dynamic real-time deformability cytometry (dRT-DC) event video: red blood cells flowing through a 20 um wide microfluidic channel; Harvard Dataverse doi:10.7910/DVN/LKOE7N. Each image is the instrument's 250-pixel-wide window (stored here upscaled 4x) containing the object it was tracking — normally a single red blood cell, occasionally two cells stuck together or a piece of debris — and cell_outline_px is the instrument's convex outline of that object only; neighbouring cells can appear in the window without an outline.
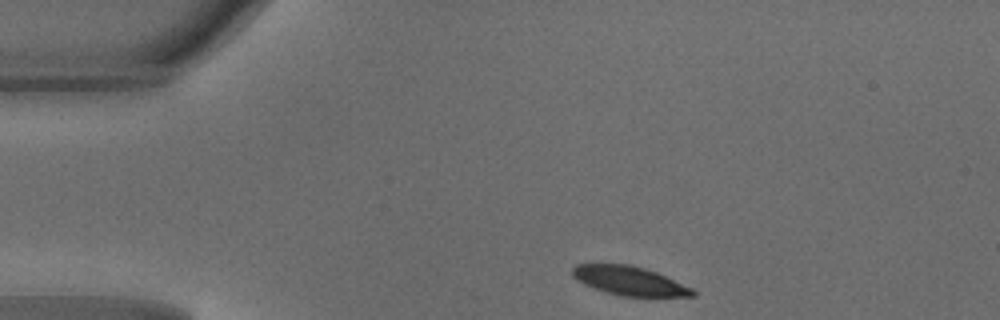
{"species": "common noctule bat (a hibernating species)", "species_latin": "Nyctalus noctula", "temperature_condition": "warm", "stored_images_in_passage": 40, "camera_frame_rate_fps": 3000, "um_per_image_px": 0.085, "animal": {"sex": "male", "body_mass_g": 18.8}, "frame": {"image": 1, "passage_image": 1, "time_ms": 0.0, "image_size_px": [1000, 320], "cell_outline_px": [[696, 296], [620, 296], [584, 284], [572, 276], [572, 268], [576, 264], [628, 264], [644, 268], [656, 272], [692, 288], [696, 292]], "centroid_in_image_um": [53.5, 23.86], "position_along_channel_um": 31.5, "area_um2": 20.0}}
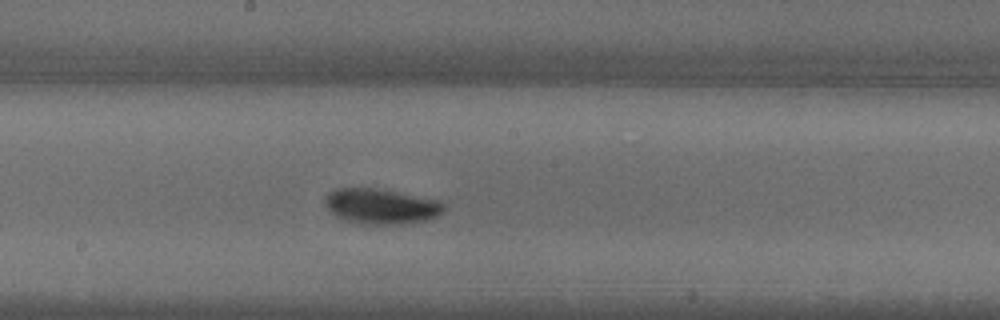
{"frame": {"image": 2, "passage_image": 18, "time_ms": 5.667, "image_size_px": [1000, 320], "cell_outline_px": [[444, 212], [436, 216], [424, 220], [400, 224], [364, 224], [348, 220], [336, 216], [324, 204], [324, 200], [332, 192], [340, 188], [376, 188], [440, 200], [444, 204]], "centroid_in_image_um": [32.43, 17.53], "position_along_channel_um": 215.8, "area_um2": 24.04}}
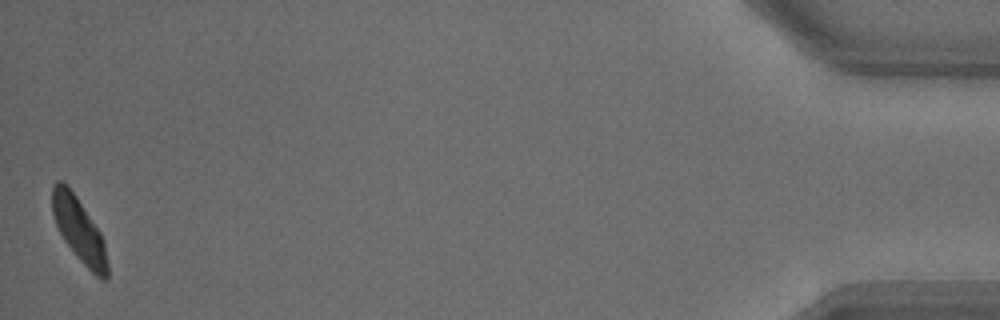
{"frame": {"image": 3, "passage_image": 40, "time_ms": 13.0, "image_size_px": [1000, 320], "cell_outline_px": [[108, 280], [100, 280], [76, 256], [64, 240], [56, 224], [52, 212], [52, 184], [56, 180], [60, 180], [68, 184], [100, 232], [104, 240], [108, 264]], "centroid_in_image_um": [6.72, 19.54], "position_along_channel_um": 428.5, "area_um2": 20.69}, "authors_computed_cell_mechanics": {"area_um2": 22.2819, "velocity_mm_per_s": 4.1363, "shape_relaxation_time_tau1_ms": 2.4841, "shape_relaxation_time_tau2_ms": null, "deformation_change_tau1": 0.1234, "deformation_change_tau2": null}}